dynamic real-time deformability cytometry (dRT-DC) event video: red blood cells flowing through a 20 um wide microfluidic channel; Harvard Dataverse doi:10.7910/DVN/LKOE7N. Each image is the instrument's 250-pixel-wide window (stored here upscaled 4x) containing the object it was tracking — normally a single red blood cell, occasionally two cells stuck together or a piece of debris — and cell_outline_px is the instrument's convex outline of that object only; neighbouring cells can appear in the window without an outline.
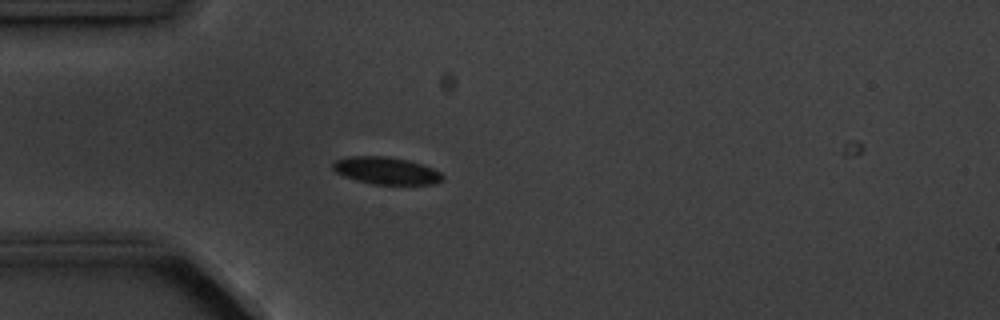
{"species": "common noctule bat (a hibernating species)", "species_latin": "Nyctalus noctula", "temperature_condition": "cold", "stored_images_in_passage": 1, "camera_frame_rate_fps": 3000, "um_per_image_px": 0.085, "animal": {"sex": "male", "body_mass_g": 20.1, "forearm_length_mm": 53.5}, "frame": {"image": 1, "passage_image": 1, "time_ms": 0.0, "image_size_px": [1000, 320], "cell_outline_px": [[444, 180], [436, 184], [372, 184], [356, 180], [344, 176], [336, 172], [332, 168], [332, 164], [336, 160], [348, 156], [384, 156], [408, 160], [432, 168], [440, 172], [444, 176]], "centroid_in_image_um": [32.83, 14.51], "position_along_channel_um": 52.2, "area_um2": 17.4}}